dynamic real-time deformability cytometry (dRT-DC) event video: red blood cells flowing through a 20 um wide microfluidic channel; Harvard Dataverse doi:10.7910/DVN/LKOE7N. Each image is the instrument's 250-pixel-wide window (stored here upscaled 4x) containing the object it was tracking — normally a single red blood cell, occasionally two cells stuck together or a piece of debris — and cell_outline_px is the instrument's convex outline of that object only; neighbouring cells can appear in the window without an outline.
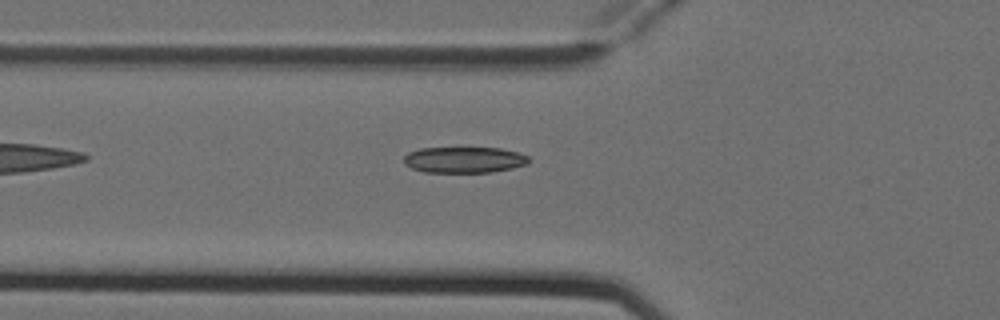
{"species": "Egyptian fruit bat (a non-hibernating species)", "species_latin": "Rousettus aegyptiacus", "temperature_condition": "cold", "stored_images_in_passage": 2, "camera_frame_rate_fps": 3000, "um_per_image_px": 0.085, "animal": {"sex": "female"}, "frame": {"image": 1, "passage_image": 2, "time_ms": 0.333, "image_size_px": [1000, 320], "cell_outline_px": [[532, 160], [528, 164], [512, 168], [492, 172], [424, 172], [412, 168], [404, 164], [404, 156], [408, 152], [420, 148], [500, 148], [516, 152], [528, 156]], "centroid_in_image_um": [39.46, 13.58], "position_along_channel_um": 86.3, "area_um2": 19.02}}